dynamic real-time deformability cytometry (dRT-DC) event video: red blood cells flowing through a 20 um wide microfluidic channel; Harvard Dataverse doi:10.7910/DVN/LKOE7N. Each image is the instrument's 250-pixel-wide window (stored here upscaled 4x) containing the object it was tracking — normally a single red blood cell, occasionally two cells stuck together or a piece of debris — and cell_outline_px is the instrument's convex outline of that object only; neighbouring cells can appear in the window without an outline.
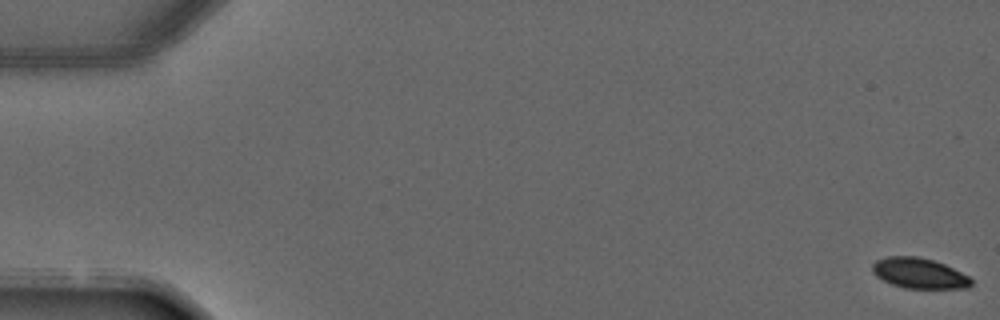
{"species": "common noctule bat (a hibernating species)", "species_latin": "Nyctalus noctula", "temperature_condition": "warm", "stored_images_in_passage": 5, "camera_frame_rate_fps": 3000, "um_per_image_px": 0.085, "animal": {"sex": "male", "forearm_length_mm": 52.5}, "frame": {"image": 1, "passage_image": 1, "time_ms": 0.0, "image_size_px": [1000, 320], "cell_outline_px": [[972, 284], [968, 288], [904, 288], [892, 284], [876, 276], [872, 272], [872, 264], [876, 260], [888, 256], [916, 256], [932, 260], [944, 264], [968, 276], [972, 280]], "centroid_in_image_um": [78.11, 23.22], "position_along_channel_um": 6.9, "area_um2": 17.4}}
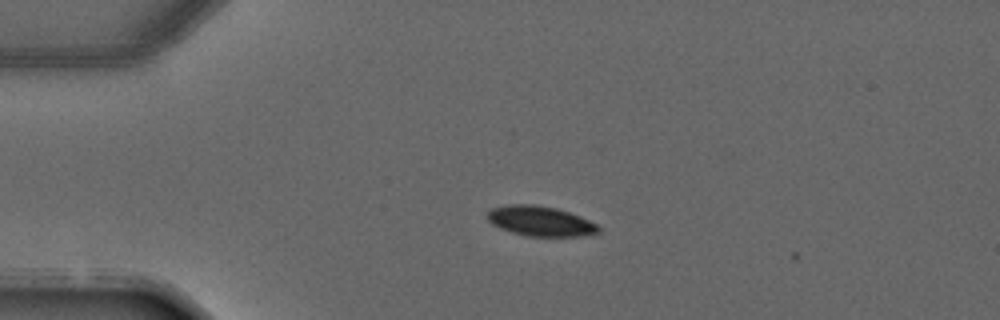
{"frame": {"image": 2, "passage_image": 4, "time_ms": 3.333, "image_size_px": [1000, 320], "cell_outline_px": [[600, 232], [580, 236], [528, 236], [512, 232], [500, 228], [492, 224], [488, 220], [488, 212], [492, 208], [508, 204], [536, 204], [556, 208], [580, 216], [596, 224], [600, 228]], "centroid_in_image_um": [45.92, 18.79], "position_along_channel_um": 39.1, "area_um2": 19.31}}